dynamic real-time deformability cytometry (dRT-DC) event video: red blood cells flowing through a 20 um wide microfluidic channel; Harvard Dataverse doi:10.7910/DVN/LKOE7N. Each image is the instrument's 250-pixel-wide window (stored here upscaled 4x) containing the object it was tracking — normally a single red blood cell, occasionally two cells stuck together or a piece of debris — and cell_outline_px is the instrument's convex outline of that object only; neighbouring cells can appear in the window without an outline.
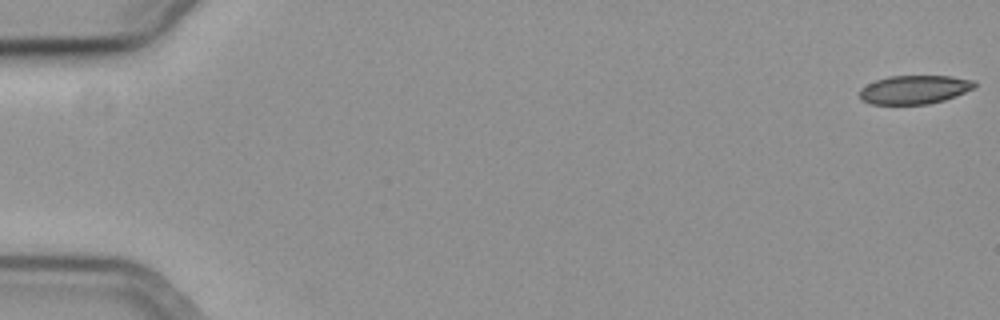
{"species": "common noctule bat (a hibernating species)", "species_latin": "Nyctalus noctula", "temperature_condition": "cold", "stored_images_in_passage": 52, "camera_frame_rate_fps": 3000, "um_per_image_px": 0.085, "animal": {"sex": "female", "body_mass_g": 19.3, "forearm_length_mm": 54.1}, "frame": {"image": 1, "passage_image": 1, "time_ms": 0.0, "image_size_px": [1000, 320], "cell_outline_px": [[976, 88], [956, 96], [944, 100], [928, 104], [868, 104], [860, 100], [860, 88], [876, 80], [888, 76], [952, 76], [976, 80]], "centroid_in_image_um": [77.75, 7.61], "position_along_channel_um": 7.2, "area_um2": 19.42}}
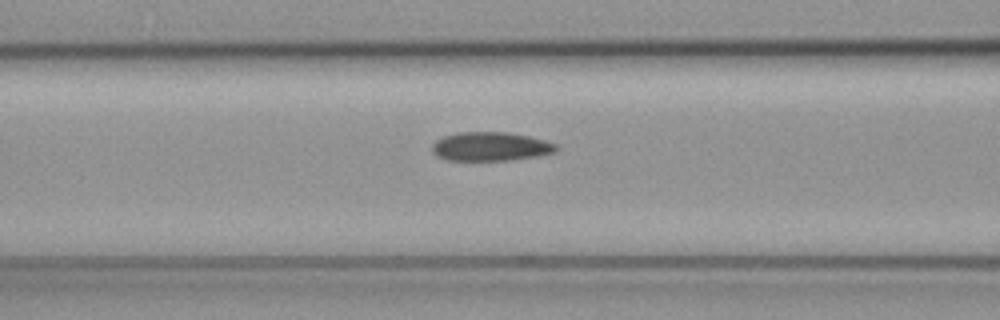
{"frame": {"image": 2, "passage_image": 24, "time_ms": 7.667, "image_size_px": [1000, 320], "cell_outline_px": [[560, 148], [556, 152], [536, 156], [512, 160], [448, 160], [436, 156], [432, 152], [432, 144], [436, 140], [444, 136], [460, 132], [508, 132], [528, 136], [544, 140], [556, 144]], "centroid_in_image_um": [41.7, 12.45], "position_along_channel_um": 124.9, "area_um2": 20.92}}
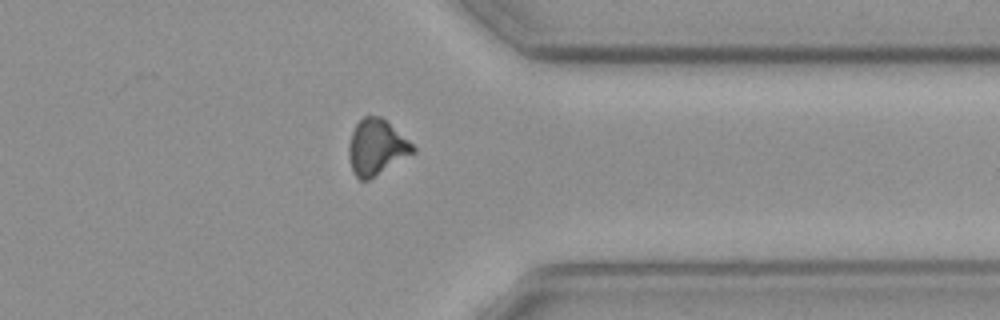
{"frame": {"image": 3, "passage_image": 45, "time_ms": 14.667, "image_size_px": [1000, 320], "cell_outline_px": [[416, 152], [368, 180], [360, 180], [352, 172], [348, 156], [348, 144], [352, 132], [356, 124], [364, 116], [380, 116], [408, 140], [416, 148]], "centroid_in_image_um": [31.98, 12.53], "position_along_channel_um": 379.4, "area_um2": 20.63}, "authors_computed_cell_mechanics": {"area_um2": 20.7502, "velocity_mm_per_s": 3.7166, "shape_relaxation_time_tau1_ms": 6.1109, "shape_relaxation_time_tau2_ms": null, "deformation_change_tau1": 0.1183, "deformation_change_tau2": null}}